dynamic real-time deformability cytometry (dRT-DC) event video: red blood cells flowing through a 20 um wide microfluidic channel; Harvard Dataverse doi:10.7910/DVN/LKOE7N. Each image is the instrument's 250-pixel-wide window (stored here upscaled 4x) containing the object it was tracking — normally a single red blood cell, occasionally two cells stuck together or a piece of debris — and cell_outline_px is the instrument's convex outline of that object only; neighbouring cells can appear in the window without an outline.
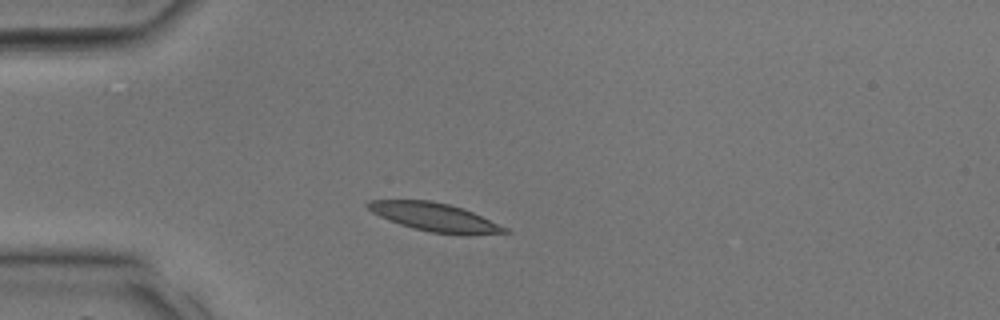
{"species": "common noctule bat (a hibernating species)", "species_latin": "Nyctalus noctula", "temperature_condition": "room temperature", "stored_images_in_passage": 27, "camera_frame_rate_fps": 3000, "um_per_image_px": 0.085, "animal": {"sex": "male", "body_mass_g": 17.9, "forearm_length_mm": 54.2}, "frame": {"image": 1, "passage_image": 1, "time_ms": 0.0, "image_size_px": [1000, 320], "cell_outline_px": [[512, 232], [432, 232], [412, 228], [400, 224], [380, 216], [372, 212], [364, 204], [368, 200], [432, 200], [464, 208], [508, 228]], "centroid_in_image_um": [36.84, 18.39], "position_along_channel_um": 48.2, "area_um2": 21.68}}
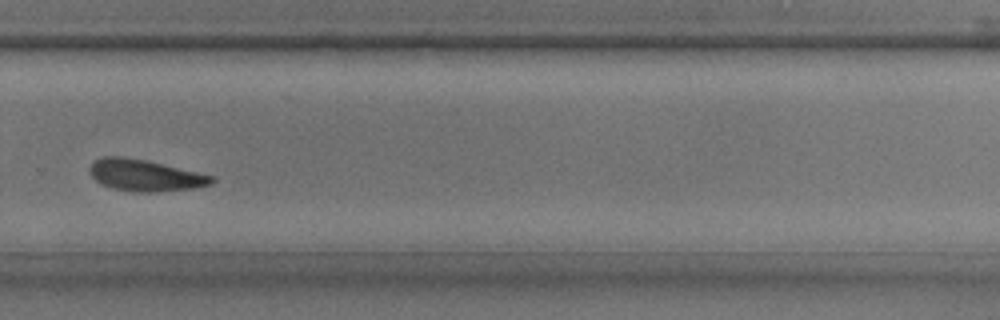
{"frame": {"image": 2, "passage_image": 16, "time_ms": 5.0, "image_size_px": [1000, 320], "cell_outline_px": [[216, 180], [212, 184], [192, 188], [152, 192], [136, 192], [112, 188], [96, 180], [88, 172], [88, 168], [96, 160], [104, 156], [120, 156], [144, 160], [216, 176]], "centroid_in_image_um": [12.35, 14.9], "position_along_channel_um": 317.5, "area_um2": 22.2}}
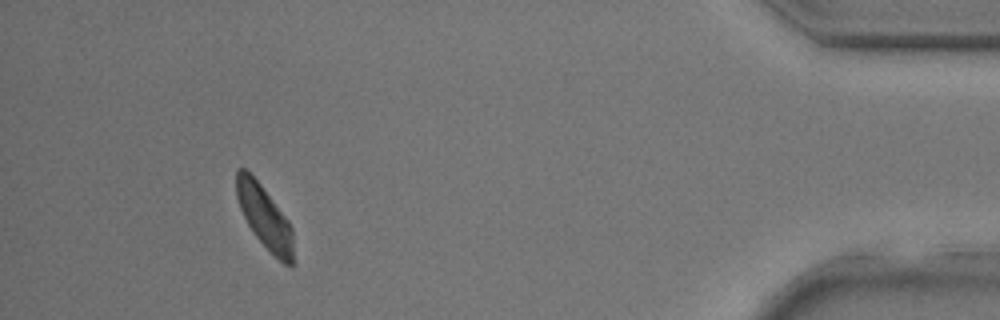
{"frame": {"image": 3, "passage_image": 24, "time_ms": 7.667, "image_size_px": [1000, 320], "cell_outline_px": [[296, 264], [292, 268], [284, 264], [252, 232], [240, 208], [236, 196], [236, 168], [244, 168], [260, 184], [288, 220], [292, 228]], "centroid_in_image_um": [22.53, 18.51], "position_along_channel_um": 412.7, "area_um2": 20.81}}